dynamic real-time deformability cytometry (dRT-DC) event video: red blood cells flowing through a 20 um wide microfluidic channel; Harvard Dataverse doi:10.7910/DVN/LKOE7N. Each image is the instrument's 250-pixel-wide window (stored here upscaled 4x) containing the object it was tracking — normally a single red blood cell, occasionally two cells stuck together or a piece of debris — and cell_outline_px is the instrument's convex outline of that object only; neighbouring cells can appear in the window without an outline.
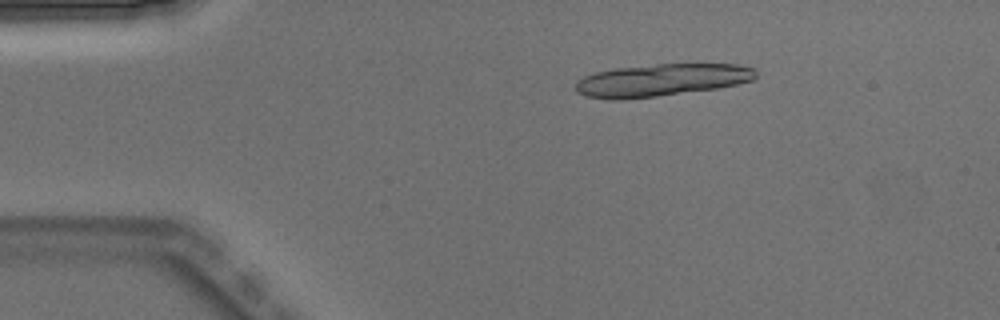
{"species": "Egyptian fruit bat (a non-hibernating species)", "species_latin": "Rousettus aegyptiacus", "temperature_condition": "warm", "stored_images_in_passage": 5, "camera_frame_rate_fps": 3000, "um_per_image_px": 0.085, "animal": {"sex": "male"}, "frame": {"image": 1, "passage_image": 3, "time_ms": 0.667, "image_size_px": [1000, 320], "cell_outline_px": [[756, 76], [752, 80], [720, 88], [656, 96], [620, 100], [608, 100], [584, 96], [576, 92], [576, 80], [584, 76], [596, 72], [616, 68], [656, 64], [736, 64], [756, 68]], "centroid_in_image_um": [56.19, 6.81], "position_along_channel_um": 28.8, "area_um2": 34.16}}